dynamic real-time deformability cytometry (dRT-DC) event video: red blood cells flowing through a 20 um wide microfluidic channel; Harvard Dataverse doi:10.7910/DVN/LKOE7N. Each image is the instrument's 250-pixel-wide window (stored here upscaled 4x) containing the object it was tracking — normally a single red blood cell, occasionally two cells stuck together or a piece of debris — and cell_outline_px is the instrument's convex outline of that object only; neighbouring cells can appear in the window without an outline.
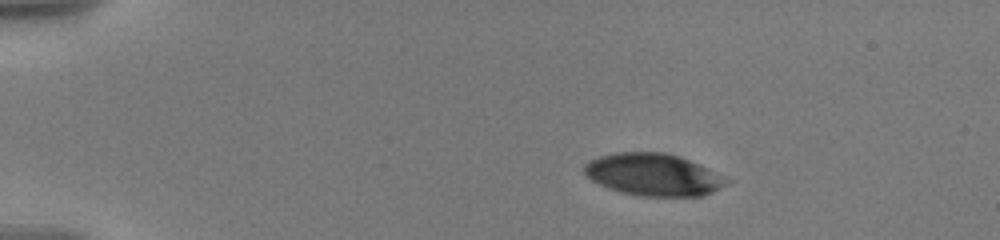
{"species": "human", "species_latin": "Homo sapiens", "temperature_condition": "warm", "stored_images_in_passage": 22, "camera_frame_rate_fps": 3000, "um_per_image_px": 0.085, "donor": {"sex": "male"}, "frame": {"image": 1, "passage_image": 1, "time_ms": 0.0, "image_size_px": [1000, 240], "cell_outline_px": [[732, 180], [728, 184], [704, 196], [640, 196], [620, 192], [608, 188], [592, 180], [584, 172], [584, 164], [588, 160], [600, 156], [616, 152], [664, 152], [680, 156], [700, 164], [728, 176]], "centroid_in_image_um": [55.6, 14.84], "position_along_channel_um": 29.4, "area_um2": 35.43}}
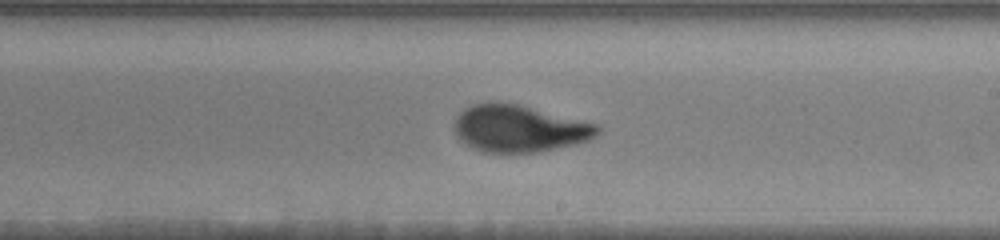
{"frame": {"image": 2, "passage_image": 13, "time_ms": 8.333, "image_size_px": [1000, 240], "cell_outline_px": [[600, 132], [596, 136], [588, 140], [576, 144], [540, 152], [480, 152], [472, 148], [460, 140], [456, 136], [452, 128], [456, 116], [464, 108], [472, 104], [488, 100], [500, 100], [600, 124]], "centroid_in_image_um": [44.09, 10.9], "position_along_channel_um": 244.9, "area_um2": 40.0}}
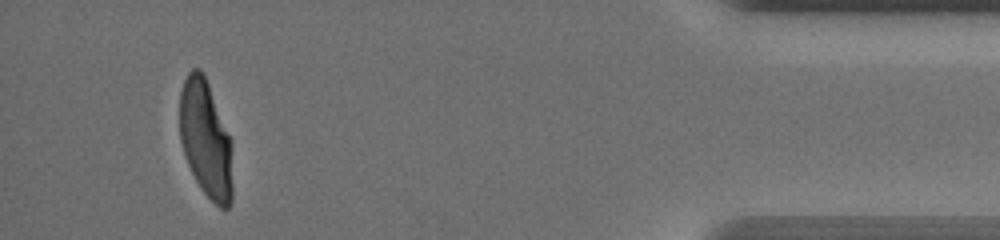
{"frame": {"image": 3, "passage_image": 22, "time_ms": 14.667, "image_size_px": [1000, 240], "cell_outline_px": [[232, 204], [228, 208], [220, 208], [200, 188], [188, 164], [180, 140], [180, 92], [184, 80], [188, 72], [192, 68], [200, 68], [208, 84], [232, 140]], "centroid_in_image_um": [17.5, 11.84], "position_along_channel_um": 417.7, "area_um2": 36.18}, "authors_computed_cell_mechanics": {"area_um2": 38.4948, "velocity_mm_per_s": 3.5813, "shape_relaxation_time_tau1_ms": 3.936, "shape_relaxation_time_tau2_ms": null, "deformation_change_tau1": 0.1735, "deformation_change_tau2": null}}